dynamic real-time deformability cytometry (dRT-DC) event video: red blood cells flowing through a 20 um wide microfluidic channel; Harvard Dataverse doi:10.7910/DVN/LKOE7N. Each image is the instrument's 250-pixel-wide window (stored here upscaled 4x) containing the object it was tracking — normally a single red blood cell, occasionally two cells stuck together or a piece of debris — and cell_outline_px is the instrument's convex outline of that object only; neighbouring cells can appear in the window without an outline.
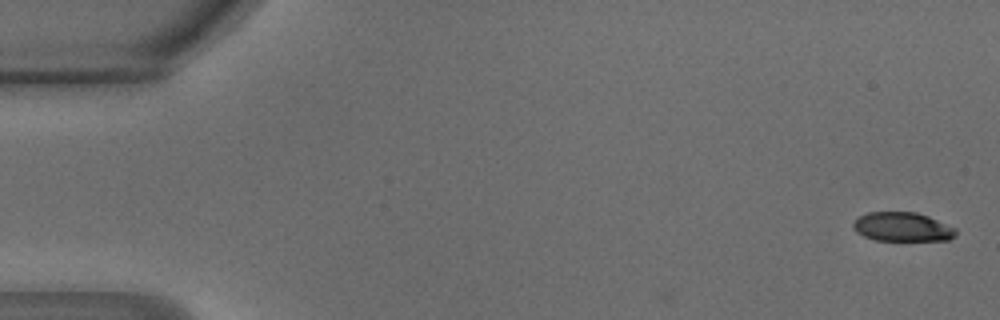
{"species": "common noctule bat (a hibernating species)", "species_latin": "Nyctalus noctula", "temperature_condition": "warm", "stored_images_in_passage": 14, "camera_frame_rate_fps": 3000, "um_per_image_px": 0.085, "animal": {"sex": "male", "body_mass_g": 18.8}, "frame": {"image": 1, "passage_image": 1, "time_ms": 0.0, "image_size_px": [1000, 320], "cell_outline_px": [[948, 236], [928, 240], [888, 240], [872, 236], [864, 232], [888, 212], [900, 212], [920, 216], [928, 220]], "centroid_in_image_um": [76.88, 19.37], "position_along_channel_um": 8.1, "area_um2": 11.44}}
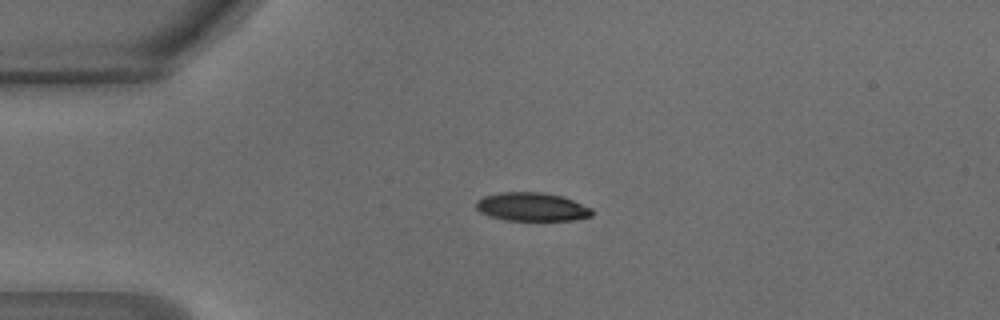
{"frame": {"image": 2, "passage_image": 11, "time_ms": 3.333, "image_size_px": [1000, 320], "cell_outline_px": [[588, 212], [584, 216], [548, 220], [536, 220], [508, 216], [484, 208], [484, 200], [504, 196], [548, 196], [564, 200], [576, 204]], "centroid_in_image_um": [45.43, 17.64], "position_along_channel_um": 39.6, "area_um2": 13.47}}